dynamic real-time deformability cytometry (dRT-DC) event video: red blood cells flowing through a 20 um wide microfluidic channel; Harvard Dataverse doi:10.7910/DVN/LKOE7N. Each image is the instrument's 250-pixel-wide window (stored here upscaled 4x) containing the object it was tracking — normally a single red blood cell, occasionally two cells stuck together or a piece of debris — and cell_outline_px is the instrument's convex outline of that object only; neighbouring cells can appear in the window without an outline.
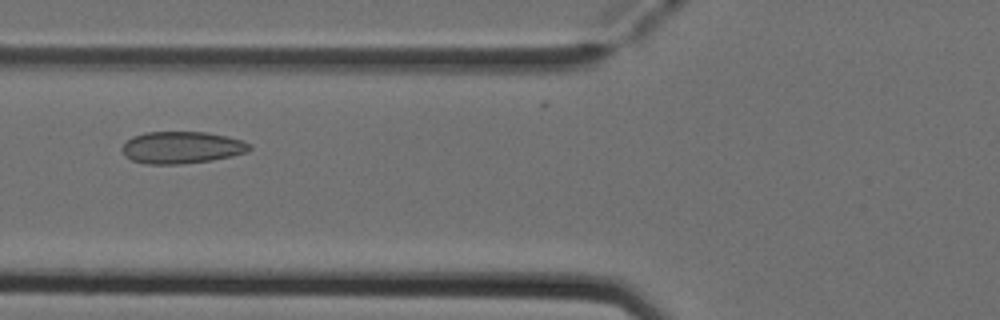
{"species": "Egyptian fruit bat (a non-hibernating species)", "species_latin": "Rousettus aegyptiacus", "temperature_condition": "cold", "stored_images_in_passage": 2, "camera_frame_rate_fps": 3000, "um_per_image_px": 0.085, "animal": {"sex": "female"}, "frame": {"image": 1, "passage_image": 2, "time_ms": 0.333, "image_size_px": [1000, 320], "cell_outline_px": [[252, 148], [248, 152], [232, 156], [212, 160], [180, 164], [148, 164], [132, 160], [124, 156], [120, 148], [132, 136], [144, 132], [208, 132], [228, 136], [252, 144]], "centroid_in_image_um": [15.45, 12.53], "position_along_channel_um": 110.3, "area_um2": 23.99}}